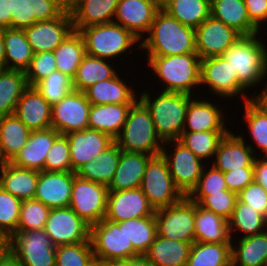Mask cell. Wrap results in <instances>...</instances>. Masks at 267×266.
I'll use <instances>...</instances> for the list:
<instances>
[{
  "mask_svg": "<svg viewBox=\"0 0 267 266\" xmlns=\"http://www.w3.org/2000/svg\"><path fill=\"white\" fill-rule=\"evenodd\" d=\"M11 28V0H0V29Z\"/></svg>",
  "mask_w": 267,
  "mask_h": 266,
  "instance_id": "60",
  "label": "cell"
},
{
  "mask_svg": "<svg viewBox=\"0 0 267 266\" xmlns=\"http://www.w3.org/2000/svg\"><path fill=\"white\" fill-rule=\"evenodd\" d=\"M152 157L144 153L121 150V157L108 190L122 191L140 188L146 166Z\"/></svg>",
  "mask_w": 267,
  "mask_h": 266,
  "instance_id": "27",
  "label": "cell"
},
{
  "mask_svg": "<svg viewBox=\"0 0 267 266\" xmlns=\"http://www.w3.org/2000/svg\"><path fill=\"white\" fill-rule=\"evenodd\" d=\"M221 110L207 101L191 100L185 117L190 131H229L225 129Z\"/></svg>",
  "mask_w": 267,
  "mask_h": 266,
  "instance_id": "37",
  "label": "cell"
},
{
  "mask_svg": "<svg viewBox=\"0 0 267 266\" xmlns=\"http://www.w3.org/2000/svg\"><path fill=\"white\" fill-rule=\"evenodd\" d=\"M30 133L15 114L0 117V147L7 162H11L27 144Z\"/></svg>",
  "mask_w": 267,
  "mask_h": 266,
  "instance_id": "35",
  "label": "cell"
},
{
  "mask_svg": "<svg viewBox=\"0 0 267 266\" xmlns=\"http://www.w3.org/2000/svg\"><path fill=\"white\" fill-rule=\"evenodd\" d=\"M7 241L22 266H56V246L44 229L16 231Z\"/></svg>",
  "mask_w": 267,
  "mask_h": 266,
  "instance_id": "7",
  "label": "cell"
},
{
  "mask_svg": "<svg viewBox=\"0 0 267 266\" xmlns=\"http://www.w3.org/2000/svg\"><path fill=\"white\" fill-rule=\"evenodd\" d=\"M8 250V241L0 238V258Z\"/></svg>",
  "mask_w": 267,
  "mask_h": 266,
  "instance_id": "66",
  "label": "cell"
},
{
  "mask_svg": "<svg viewBox=\"0 0 267 266\" xmlns=\"http://www.w3.org/2000/svg\"><path fill=\"white\" fill-rule=\"evenodd\" d=\"M253 153L254 149L245 145L243 137L229 132L218 145L215 153L217 160L213 167L223 173L244 167H254Z\"/></svg>",
  "mask_w": 267,
  "mask_h": 266,
  "instance_id": "26",
  "label": "cell"
},
{
  "mask_svg": "<svg viewBox=\"0 0 267 266\" xmlns=\"http://www.w3.org/2000/svg\"><path fill=\"white\" fill-rule=\"evenodd\" d=\"M118 3L119 0H68L74 30L113 22Z\"/></svg>",
  "mask_w": 267,
  "mask_h": 266,
  "instance_id": "23",
  "label": "cell"
},
{
  "mask_svg": "<svg viewBox=\"0 0 267 266\" xmlns=\"http://www.w3.org/2000/svg\"><path fill=\"white\" fill-rule=\"evenodd\" d=\"M53 52L56 69L73 79L86 54L81 34L74 30Z\"/></svg>",
  "mask_w": 267,
  "mask_h": 266,
  "instance_id": "40",
  "label": "cell"
},
{
  "mask_svg": "<svg viewBox=\"0 0 267 266\" xmlns=\"http://www.w3.org/2000/svg\"><path fill=\"white\" fill-rule=\"evenodd\" d=\"M148 58L154 73L167 84L166 92L191 95L192 87L201 84V58L197 53Z\"/></svg>",
  "mask_w": 267,
  "mask_h": 266,
  "instance_id": "5",
  "label": "cell"
},
{
  "mask_svg": "<svg viewBox=\"0 0 267 266\" xmlns=\"http://www.w3.org/2000/svg\"><path fill=\"white\" fill-rule=\"evenodd\" d=\"M238 199L267 218V191L253 181L238 194Z\"/></svg>",
  "mask_w": 267,
  "mask_h": 266,
  "instance_id": "56",
  "label": "cell"
},
{
  "mask_svg": "<svg viewBox=\"0 0 267 266\" xmlns=\"http://www.w3.org/2000/svg\"><path fill=\"white\" fill-rule=\"evenodd\" d=\"M242 35L211 16L195 28L196 52L202 59L222 56Z\"/></svg>",
  "mask_w": 267,
  "mask_h": 266,
  "instance_id": "16",
  "label": "cell"
},
{
  "mask_svg": "<svg viewBox=\"0 0 267 266\" xmlns=\"http://www.w3.org/2000/svg\"><path fill=\"white\" fill-rule=\"evenodd\" d=\"M125 235L133 245V257L145 255L157 235L155 214L125 220Z\"/></svg>",
  "mask_w": 267,
  "mask_h": 266,
  "instance_id": "44",
  "label": "cell"
},
{
  "mask_svg": "<svg viewBox=\"0 0 267 266\" xmlns=\"http://www.w3.org/2000/svg\"><path fill=\"white\" fill-rule=\"evenodd\" d=\"M232 243L194 242L186 266H232Z\"/></svg>",
  "mask_w": 267,
  "mask_h": 266,
  "instance_id": "41",
  "label": "cell"
},
{
  "mask_svg": "<svg viewBox=\"0 0 267 266\" xmlns=\"http://www.w3.org/2000/svg\"><path fill=\"white\" fill-rule=\"evenodd\" d=\"M223 174L227 189L237 194L254 181L253 167L231 170L229 172H224Z\"/></svg>",
  "mask_w": 267,
  "mask_h": 266,
  "instance_id": "57",
  "label": "cell"
},
{
  "mask_svg": "<svg viewBox=\"0 0 267 266\" xmlns=\"http://www.w3.org/2000/svg\"><path fill=\"white\" fill-rule=\"evenodd\" d=\"M78 32L84 40L86 54L101 59L116 57L139 40L116 20L82 28Z\"/></svg>",
  "mask_w": 267,
  "mask_h": 266,
  "instance_id": "6",
  "label": "cell"
},
{
  "mask_svg": "<svg viewBox=\"0 0 267 266\" xmlns=\"http://www.w3.org/2000/svg\"><path fill=\"white\" fill-rule=\"evenodd\" d=\"M7 163V161L5 160V158L3 157V154L1 152V147H0V168L5 165Z\"/></svg>",
  "mask_w": 267,
  "mask_h": 266,
  "instance_id": "68",
  "label": "cell"
},
{
  "mask_svg": "<svg viewBox=\"0 0 267 266\" xmlns=\"http://www.w3.org/2000/svg\"><path fill=\"white\" fill-rule=\"evenodd\" d=\"M68 9V0H11V28L25 29L35 22L56 19Z\"/></svg>",
  "mask_w": 267,
  "mask_h": 266,
  "instance_id": "18",
  "label": "cell"
},
{
  "mask_svg": "<svg viewBox=\"0 0 267 266\" xmlns=\"http://www.w3.org/2000/svg\"><path fill=\"white\" fill-rule=\"evenodd\" d=\"M132 104L91 105L88 128L101 131L115 140L126 122Z\"/></svg>",
  "mask_w": 267,
  "mask_h": 266,
  "instance_id": "29",
  "label": "cell"
},
{
  "mask_svg": "<svg viewBox=\"0 0 267 266\" xmlns=\"http://www.w3.org/2000/svg\"><path fill=\"white\" fill-rule=\"evenodd\" d=\"M114 266H153L145 255H137L125 261L114 263Z\"/></svg>",
  "mask_w": 267,
  "mask_h": 266,
  "instance_id": "61",
  "label": "cell"
},
{
  "mask_svg": "<svg viewBox=\"0 0 267 266\" xmlns=\"http://www.w3.org/2000/svg\"><path fill=\"white\" fill-rule=\"evenodd\" d=\"M52 106L35 87H28L20 97L14 114L30 131L51 128Z\"/></svg>",
  "mask_w": 267,
  "mask_h": 266,
  "instance_id": "24",
  "label": "cell"
},
{
  "mask_svg": "<svg viewBox=\"0 0 267 266\" xmlns=\"http://www.w3.org/2000/svg\"><path fill=\"white\" fill-rule=\"evenodd\" d=\"M188 131L184 128L179 141L201 160L215 155L220 141L229 133V131Z\"/></svg>",
  "mask_w": 267,
  "mask_h": 266,
  "instance_id": "45",
  "label": "cell"
},
{
  "mask_svg": "<svg viewBox=\"0 0 267 266\" xmlns=\"http://www.w3.org/2000/svg\"><path fill=\"white\" fill-rule=\"evenodd\" d=\"M90 241L95 258L117 263L133 257V245L125 235V221L103 219L90 226Z\"/></svg>",
  "mask_w": 267,
  "mask_h": 266,
  "instance_id": "9",
  "label": "cell"
},
{
  "mask_svg": "<svg viewBox=\"0 0 267 266\" xmlns=\"http://www.w3.org/2000/svg\"><path fill=\"white\" fill-rule=\"evenodd\" d=\"M148 33L150 36L140 44V47L147 49L148 56L197 53L195 28L180 23L162 8Z\"/></svg>",
  "mask_w": 267,
  "mask_h": 266,
  "instance_id": "1",
  "label": "cell"
},
{
  "mask_svg": "<svg viewBox=\"0 0 267 266\" xmlns=\"http://www.w3.org/2000/svg\"><path fill=\"white\" fill-rule=\"evenodd\" d=\"M3 39L5 43V69L25 71L29 67L34 53L24 29L5 28L3 29Z\"/></svg>",
  "mask_w": 267,
  "mask_h": 266,
  "instance_id": "36",
  "label": "cell"
},
{
  "mask_svg": "<svg viewBox=\"0 0 267 266\" xmlns=\"http://www.w3.org/2000/svg\"><path fill=\"white\" fill-rule=\"evenodd\" d=\"M93 258L91 241L56 246V266H88Z\"/></svg>",
  "mask_w": 267,
  "mask_h": 266,
  "instance_id": "51",
  "label": "cell"
},
{
  "mask_svg": "<svg viewBox=\"0 0 267 266\" xmlns=\"http://www.w3.org/2000/svg\"><path fill=\"white\" fill-rule=\"evenodd\" d=\"M83 92L91 105L133 104L137 100L135 92L129 89L117 75L97 82Z\"/></svg>",
  "mask_w": 267,
  "mask_h": 266,
  "instance_id": "33",
  "label": "cell"
},
{
  "mask_svg": "<svg viewBox=\"0 0 267 266\" xmlns=\"http://www.w3.org/2000/svg\"><path fill=\"white\" fill-rule=\"evenodd\" d=\"M188 197L202 208L229 220L235 208L238 194L230 190H223L221 193H211L208 196L188 195Z\"/></svg>",
  "mask_w": 267,
  "mask_h": 266,
  "instance_id": "50",
  "label": "cell"
},
{
  "mask_svg": "<svg viewBox=\"0 0 267 266\" xmlns=\"http://www.w3.org/2000/svg\"><path fill=\"white\" fill-rule=\"evenodd\" d=\"M210 16L241 35H257L259 29L250 21L244 0H210Z\"/></svg>",
  "mask_w": 267,
  "mask_h": 266,
  "instance_id": "28",
  "label": "cell"
},
{
  "mask_svg": "<svg viewBox=\"0 0 267 266\" xmlns=\"http://www.w3.org/2000/svg\"><path fill=\"white\" fill-rule=\"evenodd\" d=\"M88 266H114V263L94 257Z\"/></svg>",
  "mask_w": 267,
  "mask_h": 266,
  "instance_id": "65",
  "label": "cell"
},
{
  "mask_svg": "<svg viewBox=\"0 0 267 266\" xmlns=\"http://www.w3.org/2000/svg\"><path fill=\"white\" fill-rule=\"evenodd\" d=\"M34 87L51 106L74 90L73 79L58 70L50 73Z\"/></svg>",
  "mask_w": 267,
  "mask_h": 266,
  "instance_id": "47",
  "label": "cell"
},
{
  "mask_svg": "<svg viewBox=\"0 0 267 266\" xmlns=\"http://www.w3.org/2000/svg\"><path fill=\"white\" fill-rule=\"evenodd\" d=\"M121 132L114 141L122 151L151 156L161 154L163 148L160 144L163 142L156 133L149 110L140 100L129 108Z\"/></svg>",
  "mask_w": 267,
  "mask_h": 266,
  "instance_id": "3",
  "label": "cell"
},
{
  "mask_svg": "<svg viewBox=\"0 0 267 266\" xmlns=\"http://www.w3.org/2000/svg\"><path fill=\"white\" fill-rule=\"evenodd\" d=\"M266 224V217L237 199L233 213L228 220L230 237L232 236L231 232L236 228L245 233L244 237L260 234L264 232L262 229L267 226Z\"/></svg>",
  "mask_w": 267,
  "mask_h": 266,
  "instance_id": "46",
  "label": "cell"
},
{
  "mask_svg": "<svg viewBox=\"0 0 267 266\" xmlns=\"http://www.w3.org/2000/svg\"><path fill=\"white\" fill-rule=\"evenodd\" d=\"M0 266H22L21 263L7 250L0 258Z\"/></svg>",
  "mask_w": 267,
  "mask_h": 266,
  "instance_id": "62",
  "label": "cell"
},
{
  "mask_svg": "<svg viewBox=\"0 0 267 266\" xmlns=\"http://www.w3.org/2000/svg\"><path fill=\"white\" fill-rule=\"evenodd\" d=\"M60 135L53 128L31 131L27 144L11 163L20 168L43 171L46 156Z\"/></svg>",
  "mask_w": 267,
  "mask_h": 266,
  "instance_id": "25",
  "label": "cell"
},
{
  "mask_svg": "<svg viewBox=\"0 0 267 266\" xmlns=\"http://www.w3.org/2000/svg\"><path fill=\"white\" fill-rule=\"evenodd\" d=\"M222 56L246 88L257 84L267 74V50L256 35H242Z\"/></svg>",
  "mask_w": 267,
  "mask_h": 266,
  "instance_id": "4",
  "label": "cell"
},
{
  "mask_svg": "<svg viewBox=\"0 0 267 266\" xmlns=\"http://www.w3.org/2000/svg\"><path fill=\"white\" fill-rule=\"evenodd\" d=\"M156 3L160 8H162L169 0H152Z\"/></svg>",
  "mask_w": 267,
  "mask_h": 266,
  "instance_id": "67",
  "label": "cell"
},
{
  "mask_svg": "<svg viewBox=\"0 0 267 266\" xmlns=\"http://www.w3.org/2000/svg\"><path fill=\"white\" fill-rule=\"evenodd\" d=\"M162 9L180 23L196 28L210 17V0H169Z\"/></svg>",
  "mask_w": 267,
  "mask_h": 266,
  "instance_id": "42",
  "label": "cell"
},
{
  "mask_svg": "<svg viewBox=\"0 0 267 266\" xmlns=\"http://www.w3.org/2000/svg\"><path fill=\"white\" fill-rule=\"evenodd\" d=\"M262 159L254 160V181L267 191V157L263 156Z\"/></svg>",
  "mask_w": 267,
  "mask_h": 266,
  "instance_id": "59",
  "label": "cell"
},
{
  "mask_svg": "<svg viewBox=\"0 0 267 266\" xmlns=\"http://www.w3.org/2000/svg\"><path fill=\"white\" fill-rule=\"evenodd\" d=\"M192 244L156 235L145 256L153 266H186Z\"/></svg>",
  "mask_w": 267,
  "mask_h": 266,
  "instance_id": "32",
  "label": "cell"
},
{
  "mask_svg": "<svg viewBox=\"0 0 267 266\" xmlns=\"http://www.w3.org/2000/svg\"><path fill=\"white\" fill-rule=\"evenodd\" d=\"M0 186L20 200L34 199L39 171L7 162L1 168Z\"/></svg>",
  "mask_w": 267,
  "mask_h": 266,
  "instance_id": "31",
  "label": "cell"
},
{
  "mask_svg": "<svg viewBox=\"0 0 267 266\" xmlns=\"http://www.w3.org/2000/svg\"><path fill=\"white\" fill-rule=\"evenodd\" d=\"M200 83H206L212 92L224 97H233L246 87L238 80L237 72L223 56L201 60Z\"/></svg>",
  "mask_w": 267,
  "mask_h": 266,
  "instance_id": "19",
  "label": "cell"
},
{
  "mask_svg": "<svg viewBox=\"0 0 267 266\" xmlns=\"http://www.w3.org/2000/svg\"><path fill=\"white\" fill-rule=\"evenodd\" d=\"M250 21L259 29V23L267 19V0H244Z\"/></svg>",
  "mask_w": 267,
  "mask_h": 266,
  "instance_id": "58",
  "label": "cell"
},
{
  "mask_svg": "<svg viewBox=\"0 0 267 266\" xmlns=\"http://www.w3.org/2000/svg\"><path fill=\"white\" fill-rule=\"evenodd\" d=\"M91 104L84 92L73 90L52 106L51 128L61 135L88 128Z\"/></svg>",
  "mask_w": 267,
  "mask_h": 266,
  "instance_id": "13",
  "label": "cell"
},
{
  "mask_svg": "<svg viewBox=\"0 0 267 266\" xmlns=\"http://www.w3.org/2000/svg\"><path fill=\"white\" fill-rule=\"evenodd\" d=\"M108 187L78 177H74L69 207L90 226L105 218Z\"/></svg>",
  "mask_w": 267,
  "mask_h": 266,
  "instance_id": "11",
  "label": "cell"
},
{
  "mask_svg": "<svg viewBox=\"0 0 267 266\" xmlns=\"http://www.w3.org/2000/svg\"><path fill=\"white\" fill-rule=\"evenodd\" d=\"M21 204L0 186V238L8 240L17 231Z\"/></svg>",
  "mask_w": 267,
  "mask_h": 266,
  "instance_id": "48",
  "label": "cell"
},
{
  "mask_svg": "<svg viewBox=\"0 0 267 266\" xmlns=\"http://www.w3.org/2000/svg\"><path fill=\"white\" fill-rule=\"evenodd\" d=\"M73 31L68 9L56 19L38 21L24 29L34 54L54 51Z\"/></svg>",
  "mask_w": 267,
  "mask_h": 266,
  "instance_id": "14",
  "label": "cell"
},
{
  "mask_svg": "<svg viewBox=\"0 0 267 266\" xmlns=\"http://www.w3.org/2000/svg\"><path fill=\"white\" fill-rule=\"evenodd\" d=\"M5 69V43L3 39V29H0V70Z\"/></svg>",
  "mask_w": 267,
  "mask_h": 266,
  "instance_id": "64",
  "label": "cell"
},
{
  "mask_svg": "<svg viewBox=\"0 0 267 266\" xmlns=\"http://www.w3.org/2000/svg\"><path fill=\"white\" fill-rule=\"evenodd\" d=\"M160 9L152 0H119L114 17L120 21L119 25L140 39L141 33H148Z\"/></svg>",
  "mask_w": 267,
  "mask_h": 266,
  "instance_id": "22",
  "label": "cell"
},
{
  "mask_svg": "<svg viewBox=\"0 0 267 266\" xmlns=\"http://www.w3.org/2000/svg\"><path fill=\"white\" fill-rule=\"evenodd\" d=\"M44 230L54 246L90 241V225L69 206L51 208Z\"/></svg>",
  "mask_w": 267,
  "mask_h": 266,
  "instance_id": "12",
  "label": "cell"
},
{
  "mask_svg": "<svg viewBox=\"0 0 267 266\" xmlns=\"http://www.w3.org/2000/svg\"><path fill=\"white\" fill-rule=\"evenodd\" d=\"M238 247L232 246V266H267V231L242 237Z\"/></svg>",
  "mask_w": 267,
  "mask_h": 266,
  "instance_id": "39",
  "label": "cell"
},
{
  "mask_svg": "<svg viewBox=\"0 0 267 266\" xmlns=\"http://www.w3.org/2000/svg\"><path fill=\"white\" fill-rule=\"evenodd\" d=\"M28 87L25 71L0 70V117L14 114L20 97Z\"/></svg>",
  "mask_w": 267,
  "mask_h": 266,
  "instance_id": "38",
  "label": "cell"
},
{
  "mask_svg": "<svg viewBox=\"0 0 267 266\" xmlns=\"http://www.w3.org/2000/svg\"><path fill=\"white\" fill-rule=\"evenodd\" d=\"M56 70V60L53 51L34 54L29 67L25 70L28 86L34 87Z\"/></svg>",
  "mask_w": 267,
  "mask_h": 266,
  "instance_id": "54",
  "label": "cell"
},
{
  "mask_svg": "<svg viewBox=\"0 0 267 266\" xmlns=\"http://www.w3.org/2000/svg\"><path fill=\"white\" fill-rule=\"evenodd\" d=\"M245 107V119L248 123L251 138L265 152V157H267V114L247 97H245Z\"/></svg>",
  "mask_w": 267,
  "mask_h": 266,
  "instance_id": "52",
  "label": "cell"
},
{
  "mask_svg": "<svg viewBox=\"0 0 267 266\" xmlns=\"http://www.w3.org/2000/svg\"><path fill=\"white\" fill-rule=\"evenodd\" d=\"M155 218L160 237L195 242V202L188 196L173 205L155 210Z\"/></svg>",
  "mask_w": 267,
  "mask_h": 266,
  "instance_id": "10",
  "label": "cell"
},
{
  "mask_svg": "<svg viewBox=\"0 0 267 266\" xmlns=\"http://www.w3.org/2000/svg\"><path fill=\"white\" fill-rule=\"evenodd\" d=\"M44 171L70 172L71 161L69 153V141L66 135H60L50 148L45 164Z\"/></svg>",
  "mask_w": 267,
  "mask_h": 266,
  "instance_id": "53",
  "label": "cell"
},
{
  "mask_svg": "<svg viewBox=\"0 0 267 266\" xmlns=\"http://www.w3.org/2000/svg\"><path fill=\"white\" fill-rule=\"evenodd\" d=\"M51 208L35 199L22 200L17 231L42 230Z\"/></svg>",
  "mask_w": 267,
  "mask_h": 266,
  "instance_id": "49",
  "label": "cell"
},
{
  "mask_svg": "<svg viewBox=\"0 0 267 266\" xmlns=\"http://www.w3.org/2000/svg\"><path fill=\"white\" fill-rule=\"evenodd\" d=\"M69 141V153L72 172L109 147L114 140L107 134L86 128L82 131L71 132L66 135Z\"/></svg>",
  "mask_w": 267,
  "mask_h": 266,
  "instance_id": "21",
  "label": "cell"
},
{
  "mask_svg": "<svg viewBox=\"0 0 267 266\" xmlns=\"http://www.w3.org/2000/svg\"><path fill=\"white\" fill-rule=\"evenodd\" d=\"M255 98H251V100L267 114V85L266 88L262 91V93L257 94Z\"/></svg>",
  "mask_w": 267,
  "mask_h": 266,
  "instance_id": "63",
  "label": "cell"
},
{
  "mask_svg": "<svg viewBox=\"0 0 267 266\" xmlns=\"http://www.w3.org/2000/svg\"><path fill=\"white\" fill-rule=\"evenodd\" d=\"M195 242L232 243L228 220L195 202Z\"/></svg>",
  "mask_w": 267,
  "mask_h": 266,
  "instance_id": "34",
  "label": "cell"
},
{
  "mask_svg": "<svg viewBox=\"0 0 267 266\" xmlns=\"http://www.w3.org/2000/svg\"><path fill=\"white\" fill-rule=\"evenodd\" d=\"M116 75L105 59L85 54L73 78V87L83 92L89 86Z\"/></svg>",
  "mask_w": 267,
  "mask_h": 266,
  "instance_id": "43",
  "label": "cell"
},
{
  "mask_svg": "<svg viewBox=\"0 0 267 266\" xmlns=\"http://www.w3.org/2000/svg\"><path fill=\"white\" fill-rule=\"evenodd\" d=\"M191 95L163 91L153 102L148 92L143 93L140 101L147 107L158 137L163 142L179 140L184 128L185 117Z\"/></svg>",
  "mask_w": 267,
  "mask_h": 266,
  "instance_id": "2",
  "label": "cell"
},
{
  "mask_svg": "<svg viewBox=\"0 0 267 266\" xmlns=\"http://www.w3.org/2000/svg\"><path fill=\"white\" fill-rule=\"evenodd\" d=\"M75 172L39 171L34 199L49 208L70 205Z\"/></svg>",
  "mask_w": 267,
  "mask_h": 266,
  "instance_id": "20",
  "label": "cell"
},
{
  "mask_svg": "<svg viewBox=\"0 0 267 266\" xmlns=\"http://www.w3.org/2000/svg\"><path fill=\"white\" fill-rule=\"evenodd\" d=\"M140 188L155 210L173 205L184 197L175 186L167 161L162 154L153 156L149 160Z\"/></svg>",
  "mask_w": 267,
  "mask_h": 266,
  "instance_id": "8",
  "label": "cell"
},
{
  "mask_svg": "<svg viewBox=\"0 0 267 266\" xmlns=\"http://www.w3.org/2000/svg\"><path fill=\"white\" fill-rule=\"evenodd\" d=\"M204 170L197 186L189 195L208 196L211 193H221L223 190H228L222 171L215 169L213 166L207 172H204Z\"/></svg>",
  "mask_w": 267,
  "mask_h": 266,
  "instance_id": "55",
  "label": "cell"
},
{
  "mask_svg": "<svg viewBox=\"0 0 267 266\" xmlns=\"http://www.w3.org/2000/svg\"><path fill=\"white\" fill-rule=\"evenodd\" d=\"M167 142H175L177 144L175 146L176 150L174 149L175 152L171 153V157L168 156L164 149H162L161 154L167 161L175 186L184 196H188L197 186L203 172L201 159L179 140Z\"/></svg>",
  "mask_w": 267,
  "mask_h": 266,
  "instance_id": "15",
  "label": "cell"
},
{
  "mask_svg": "<svg viewBox=\"0 0 267 266\" xmlns=\"http://www.w3.org/2000/svg\"><path fill=\"white\" fill-rule=\"evenodd\" d=\"M120 157L121 149L114 141L109 147L98 154L95 160H90L75 173L78 177L108 187L112 182Z\"/></svg>",
  "mask_w": 267,
  "mask_h": 266,
  "instance_id": "30",
  "label": "cell"
},
{
  "mask_svg": "<svg viewBox=\"0 0 267 266\" xmlns=\"http://www.w3.org/2000/svg\"><path fill=\"white\" fill-rule=\"evenodd\" d=\"M154 214L155 209L150 205L141 188L108 192L104 219L110 222L119 223Z\"/></svg>",
  "mask_w": 267,
  "mask_h": 266,
  "instance_id": "17",
  "label": "cell"
}]
</instances>
